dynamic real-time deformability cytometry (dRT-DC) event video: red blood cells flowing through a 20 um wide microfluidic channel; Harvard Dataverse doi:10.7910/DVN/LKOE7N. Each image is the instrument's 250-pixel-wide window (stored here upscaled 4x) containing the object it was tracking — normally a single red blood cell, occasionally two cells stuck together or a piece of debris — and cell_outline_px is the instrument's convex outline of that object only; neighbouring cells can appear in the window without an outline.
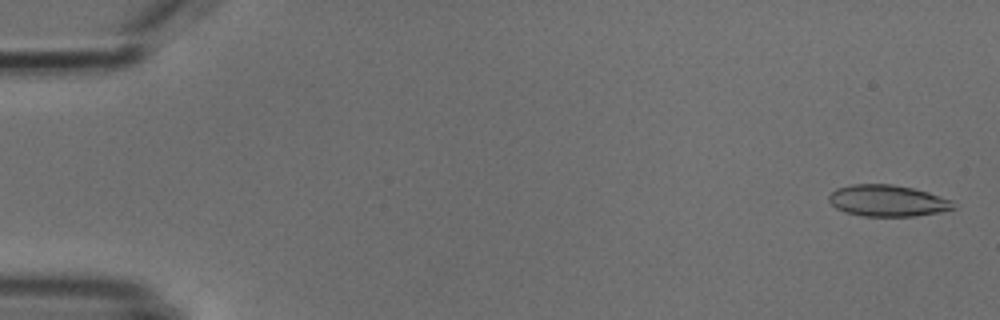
{"species": "common noctule bat (a hibernating species)", "species_latin": "Nyctalus noctula", "temperature_condition": "cold", "stored_images_in_passage": 7, "camera_frame_rate_fps": 3000, "um_per_image_px": 0.085, "animal": {"sex": "male", "body_mass_g": 18.8}, "frame": {"image": 1, "passage_image": 1, "time_ms": 0.0, "image_size_px": [1000, 320], "cell_outline_px": [[956, 208], [940, 212], [916, 216], [864, 216], [844, 212], [836, 208], [828, 200], [828, 196], [836, 188], [852, 184], [892, 184], [912, 188], [928, 192], [952, 200]], "centroid_in_image_um": [75.43, 17.06], "position_along_channel_um": 9.6, "area_um2": 22.89}}